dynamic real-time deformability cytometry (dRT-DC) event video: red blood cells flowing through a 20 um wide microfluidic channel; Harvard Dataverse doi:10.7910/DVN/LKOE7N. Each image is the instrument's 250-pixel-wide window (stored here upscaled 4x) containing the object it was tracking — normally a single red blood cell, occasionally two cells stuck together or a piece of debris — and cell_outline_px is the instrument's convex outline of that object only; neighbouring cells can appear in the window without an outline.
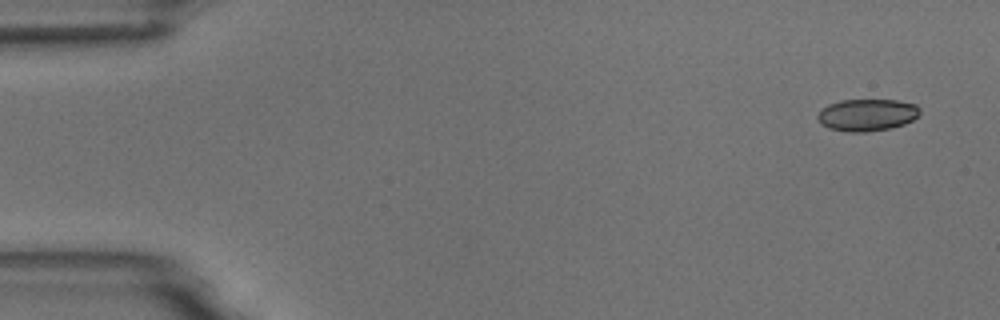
{"species": "common noctule bat (a hibernating species)", "species_latin": "Nyctalus noctula", "temperature_condition": "room temperature", "stored_images_in_passage": 6, "camera_frame_rate_fps": 3000, "um_per_image_px": 0.085, "animal": {"sex": "male", "body_mass_g": 18.8}, "frame": {"image": 1, "passage_image": 1, "time_ms": 0.0, "image_size_px": [1000, 320], "cell_outline_px": [[920, 112], [912, 120], [904, 124], [892, 128], [864, 132], [848, 132], [828, 128], [820, 124], [816, 116], [828, 104], [840, 100], [896, 100], [916, 104], [920, 108]], "centroid_in_image_um": [73.69, 9.77], "position_along_channel_um": 11.3, "area_um2": 19.13}}
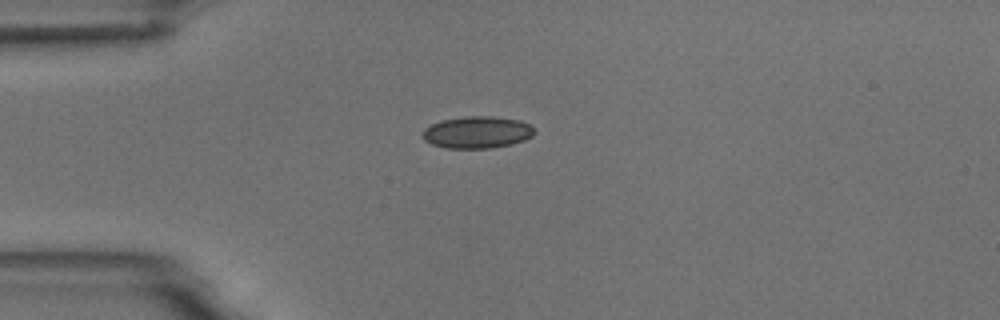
{"frame": {"image": 2, "passage_image": 4, "time_ms": 3.667, "image_size_px": [1000, 320], "cell_outline_px": [[536, 132], [532, 136], [524, 140], [508, 144], [488, 148], [448, 148], [432, 144], [424, 140], [424, 128], [440, 120], [464, 116], [492, 116], [520, 120], [528, 124]], "centroid_in_image_um": [40.55, 11.23], "position_along_channel_um": 44.5, "area_um2": 20.63}}